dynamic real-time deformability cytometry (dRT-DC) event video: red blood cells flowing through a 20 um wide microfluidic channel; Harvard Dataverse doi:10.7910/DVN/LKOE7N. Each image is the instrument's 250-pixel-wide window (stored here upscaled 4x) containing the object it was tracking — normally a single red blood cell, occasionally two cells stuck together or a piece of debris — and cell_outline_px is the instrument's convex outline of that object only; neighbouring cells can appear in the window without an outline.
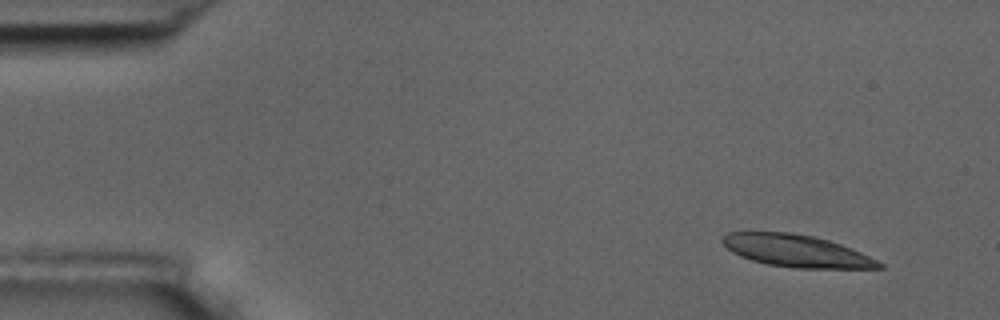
{"species": "common noctule bat (a hibernating species)", "species_latin": "Nyctalus noctula", "temperature_condition": "room temperature", "stored_images_in_passage": 4, "camera_frame_rate_fps": 3000, "um_per_image_px": 0.085, "animal": {"sex": "male", "body_mass_g": 17.5, "forearm_length_mm": 52.3}, "frame": {"image": 1, "passage_image": 1, "time_ms": 0.0, "image_size_px": [1000, 320], "cell_outline_px": [[884, 268], [792, 268], [768, 264], [752, 260], [740, 256], [732, 252], [720, 240], [728, 232], [788, 232], [816, 236], [852, 248], [884, 264]], "centroid_in_image_um": [67.69, 21.32], "position_along_channel_um": 17.3, "area_um2": 29.25}}